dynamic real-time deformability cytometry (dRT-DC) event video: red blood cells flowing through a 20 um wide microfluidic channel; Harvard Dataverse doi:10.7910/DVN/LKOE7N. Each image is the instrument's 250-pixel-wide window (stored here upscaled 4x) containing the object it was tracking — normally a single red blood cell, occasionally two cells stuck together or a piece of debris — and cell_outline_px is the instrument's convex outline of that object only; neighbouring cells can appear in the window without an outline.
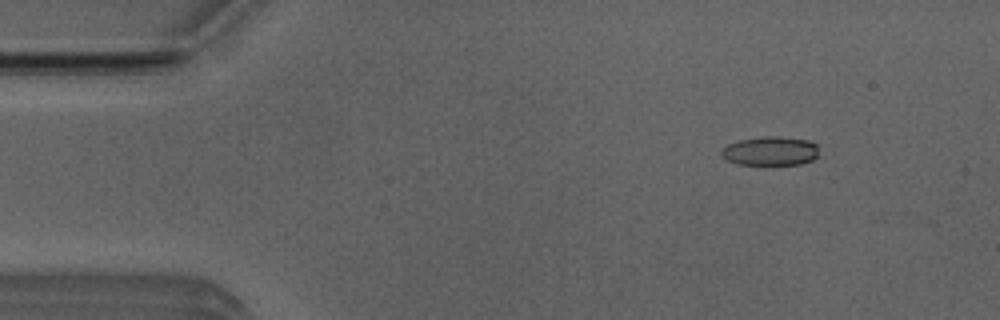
{"species": "Egyptian fruit bat (a non-hibernating species)", "species_latin": "Rousettus aegyptiacus", "temperature_condition": "room temperature", "stored_images_in_passage": 16, "camera_frame_rate_fps": 3000, "um_per_image_px": 0.085, "animal": {"sex": "male"}, "frame": {"image": 1, "passage_image": 7, "time_ms": 2.0, "image_size_px": [1000, 320], "cell_outline_px": [[816, 156], [812, 160], [800, 164], [772, 168], [736, 164], [728, 160], [720, 152], [728, 144], [740, 140], [768, 136], [776, 136], [808, 140], [816, 144]], "centroid_in_image_um": [65.47, 12.9], "position_along_channel_um": 19.5, "area_um2": 16.99}}